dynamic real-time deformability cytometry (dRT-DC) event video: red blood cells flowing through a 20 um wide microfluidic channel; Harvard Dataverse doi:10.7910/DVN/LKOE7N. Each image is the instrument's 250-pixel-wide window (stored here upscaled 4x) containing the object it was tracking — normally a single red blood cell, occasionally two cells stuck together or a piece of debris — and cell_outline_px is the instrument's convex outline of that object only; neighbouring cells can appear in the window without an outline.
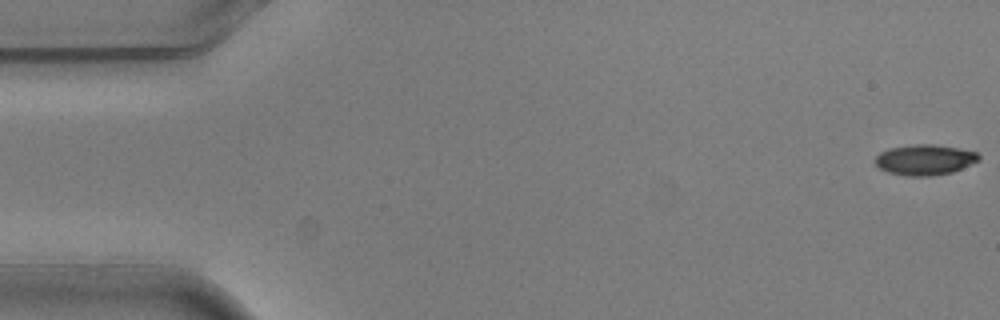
{"species": "common noctule bat (a hibernating species)", "species_latin": "Nyctalus noctula", "temperature_condition": "warm", "stored_images_in_passage": 5, "camera_frame_rate_fps": 3000, "um_per_image_px": 0.085, "animal": {"sex": "male", "body_mass_g": 20.5, "forearm_length_mm": 52.5}, "frame": {"image": 1, "passage_image": 1, "time_ms": 0.0, "image_size_px": [1000, 320], "cell_outline_px": [[980, 160], [952, 172], [932, 176], [904, 176], [888, 172], [880, 168], [876, 164], [876, 156], [880, 152], [892, 148], [916, 144], [932, 144], [960, 148], [976, 152], [980, 156]], "centroid_in_image_um": [78.62, 13.58], "position_along_channel_um": 6.4, "area_um2": 18.32}}
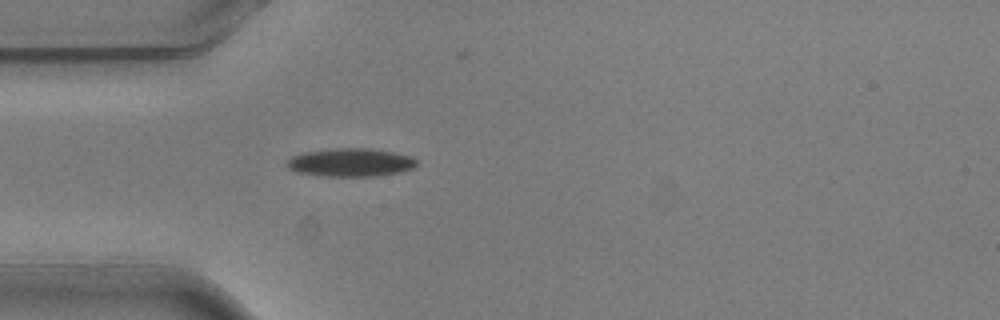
{"frame": {"image": 2, "passage_image": 5, "time_ms": 1.333, "image_size_px": [1000, 320], "cell_outline_px": [[416, 164], [412, 168], [400, 172], [380, 176], [320, 176], [296, 172], [288, 168], [284, 164], [292, 156], [304, 152], [336, 148], [368, 148], [392, 152], [412, 156], [416, 160]], "centroid_in_image_um": [29.77, 13.81], "position_along_channel_um": 55.2, "area_um2": 21.44}}